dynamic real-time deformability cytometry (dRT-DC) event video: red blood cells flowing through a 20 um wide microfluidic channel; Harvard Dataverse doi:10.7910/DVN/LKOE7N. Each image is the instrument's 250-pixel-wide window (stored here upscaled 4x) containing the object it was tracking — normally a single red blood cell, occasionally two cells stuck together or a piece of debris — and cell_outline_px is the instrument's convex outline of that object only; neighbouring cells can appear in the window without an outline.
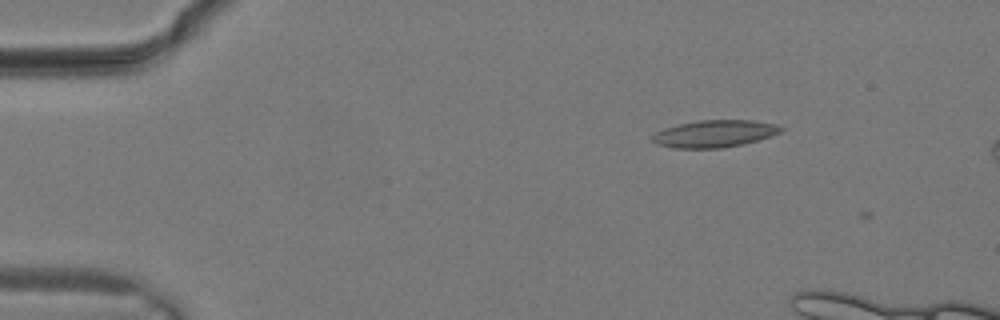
{"species": "common noctule bat (a hibernating species)", "species_latin": "Nyctalus noctula", "temperature_condition": "warm", "stored_images_in_passage": 2, "camera_frame_rate_fps": 3000, "um_per_image_px": 0.085, "animal": {"sex": "male", "body_mass_g": 19.2, "forearm_length_mm": 51.8}, "frame": {"image": 1, "passage_image": 1, "time_ms": 0.0, "image_size_px": [1000, 320], "cell_outline_px": [[784, 128], [780, 132], [772, 136], [744, 144], [720, 148], [676, 148], [656, 144], [652, 140], [652, 136], [656, 132], [664, 128], [680, 124], [700, 120], [752, 120], [776, 124]], "centroid_in_image_um": [60.75, 11.36], "position_along_channel_um": 24.2, "area_um2": 20.29}}